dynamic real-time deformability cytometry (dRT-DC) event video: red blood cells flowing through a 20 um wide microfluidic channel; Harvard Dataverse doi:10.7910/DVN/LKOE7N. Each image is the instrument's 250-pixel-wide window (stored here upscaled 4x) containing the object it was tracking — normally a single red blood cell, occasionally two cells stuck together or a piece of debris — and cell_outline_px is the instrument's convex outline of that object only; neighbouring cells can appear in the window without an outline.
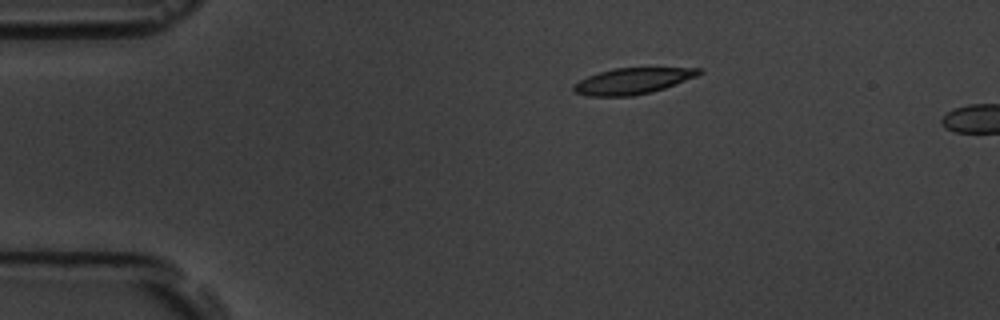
{"species": "common noctule bat (a hibernating species)", "species_latin": "Nyctalus noctula", "temperature_condition": "room temperature", "stored_images_in_passage": 2, "camera_frame_rate_fps": 3000, "um_per_image_px": 0.085, "animal": {"sex": "male", "body_mass_g": 19.5, "forearm_length_mm": 54.6}, "frame": {"image": 1, "passage_image": 1, "time_ms": 0.0, "image_size_px": [1000, 320], "cell_outline_px": [[704, 72], [696, 76], [676, 84], [652, 92], [632, 96], [588, 96], [576, 92], [572, 88], [572, 84], [588, 76], [600, 72], [616, 68], [700, 68]], "centroid_in_image_um": [53.77, 6.89], "position_along_channel_um": 31.2, "area_um2": 18.9}}